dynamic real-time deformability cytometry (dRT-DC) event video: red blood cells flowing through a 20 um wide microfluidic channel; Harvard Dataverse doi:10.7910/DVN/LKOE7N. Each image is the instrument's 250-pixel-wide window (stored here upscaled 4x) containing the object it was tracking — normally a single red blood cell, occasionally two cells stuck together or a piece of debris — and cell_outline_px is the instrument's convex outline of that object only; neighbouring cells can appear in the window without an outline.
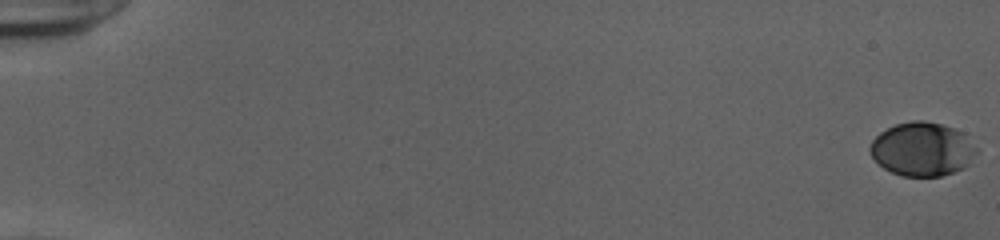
{"species": "human", "species_latin": "Homo sapiens", "temperature_condition": "cold", "stored_images_in_passage": 55, "camera_frame_rate_fps": 3000, "um_per_image_px": 0.085, "donor": {"sex": "female"}, "frame": {"image": 1, "passage_image": 1, "time_ms": 0.0, "image_size_px": [1000, 240], "cell_outline_px": [[976, 152], [968, 164], [964, 168], [940, 176], [900, 176], [884, 168], [872, 156], [868, 148], [872, 140], [880, 132], [896, 124], [912, 120], [924, 120], [956, 128], [964, 132], [976, 148]], "centroid_in_image_um": [78.38, 12.66], "position_along_channel_um": 6.6, "area_um2": 33.29}}
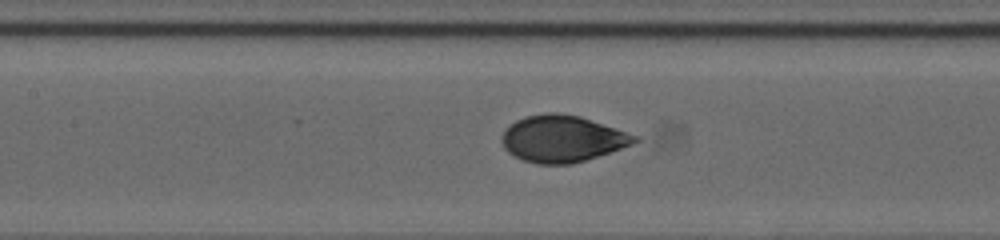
{"frame": {"image": 2, "passage_image": 28, "time_ms": 9.0, "image_size_px": [1000, 240], "cell_outline_px": [[640, 140], [632, 144], [572, 164], [536, 164], [524, 160], [508, 152], [504, 148], [500, 140], [500, 136], [504, 128], [516, 120], [524, 116], [548, 112], [560, 112], [580, 116], [640, 136]], "centroid_in_image_um": [47.76, 11.77], "position_along_channel_um": 159.6, "area_um2": 36.24}}
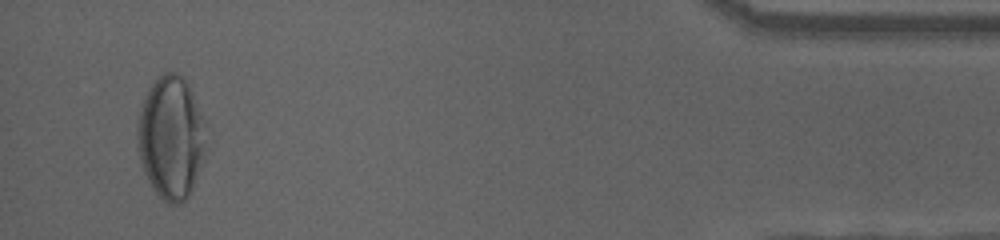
{"frame": {"image": 3, "passage_image": 53, "time_ms": 17.333, "image_size_px": [1000, 240], "cell_outline_px": [[208, 148], [192, 192], [184, 200], [176, 204], [168, 204], [152, 188], [144, 172], [136, 148], [136, 128], [140, 112], [148, 88], [164, 72], [176, 72], [184, 76], [192, 92], [204, 120]], "centroid_in_image_um": [14.56, 11.71], "position_along_channel_um": 420.6, "area_um2": 49.82}, "authors_computed_cell_mechanics": {"area_um2": 35.6626, "velocity_mm_per_s": 3.8877, "shape_relaxation_time_tau1_ms": 3.656, "shape_relaxation_time_tau2_ms": null, "deformation_change_tau1": 0.1681, "deformation_change_tau2": null}}